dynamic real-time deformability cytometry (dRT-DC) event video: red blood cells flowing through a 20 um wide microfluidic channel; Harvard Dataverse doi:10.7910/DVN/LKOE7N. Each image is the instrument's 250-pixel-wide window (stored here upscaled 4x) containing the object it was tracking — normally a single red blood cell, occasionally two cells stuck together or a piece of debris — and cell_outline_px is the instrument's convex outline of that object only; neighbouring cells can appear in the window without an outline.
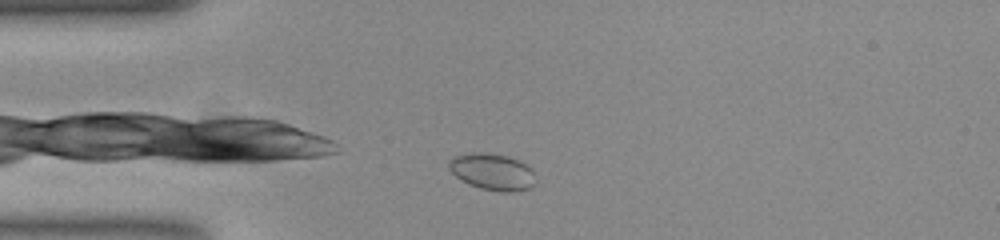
{"species": "common noctule bat (a hibernating species)", "species_latin": "Nyctalus noctula", "temperature_condition": "room temperature", "stored_images_in_passage": 38, "camera_frame_rate_fps": 3000, "um_per_image_px": 0.085, "animal": {"sex": "female", "body_mass_g": 23.0, "forearm_length_mm": 53.4}, "frame": {"image": 1, "passage_image": 1, "time_ms": 0.0, "image_size_px": [1000, 240], "cell_outline_px": [[532, 184], [528, 188], [512, 192], [500, 192], [480, 188], [468, 184], [456, 176], [448, 168], [448, 164], [456, 156], [472, 152], [480, 152], [508, 156], [524, 164], [532, 172]], "centroid_in_image_um": [41.79, 14.61], "position_along_channel_um": 43.2, "area_um2": 17.92}}
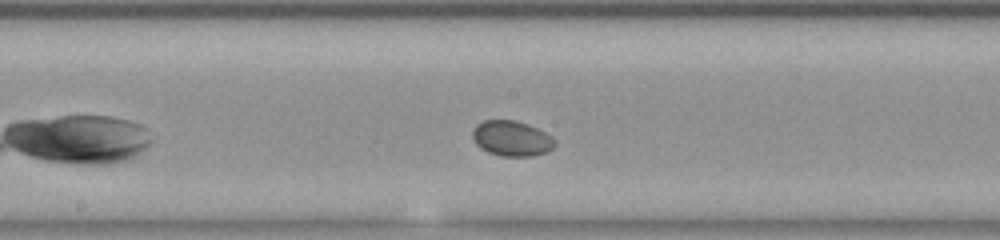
{"frame": {"image": 2, "passage_image": 16, "time_ms": 5.0, "image_size_px": [1000, 240], "cell_outline_px": [[556, 144], [548, 152], [532, 156], [500, 156], [488, 152], [480, 148], [476, 144], [472, 136], [472, 132], [476, 124], [484, 120], [512, 120], [528, 124], [544, 132]], "centroid_in_image_um": [43.44, 11.77], "position_along_channel_um": 204.8, "area_um2": 16.82}}
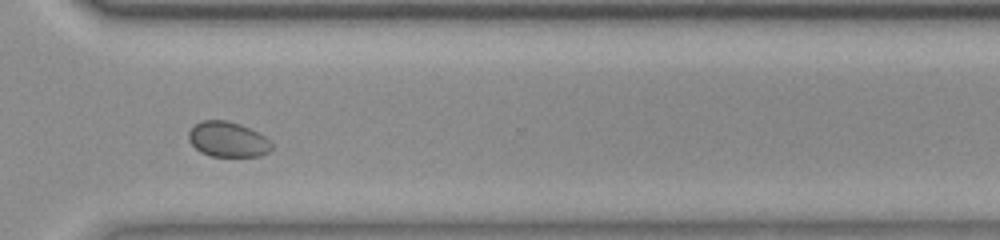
{"frame": {"image": 3, "passage_image": 28, "time_ms": 9.0, "image_size_px": [1000, 240], "cell_outline_px": [[272, 148], [268, 152], [260, 156], [212, 156], [200, 152], [188, 140], [188, 132], [196, 124], [204, 120], [224, 120], [240, 124], [264, 136], [272, 144]], "centroid_in_image_um": [19.35, 11.85], "position_along_channel_um": 351.3, "area_um2": 16.82}, "authors_computed_cell_mechanics": {"area_um2": 16.8487, "velocity_mm_per_s": 3.6503, "shape_relaxation_time_tau1_ms": null, "shape_relaxation_time_tau2_ms": 2.528, "deformation_change_tau1": null, "deformation_change_tau2": 0.0228}}